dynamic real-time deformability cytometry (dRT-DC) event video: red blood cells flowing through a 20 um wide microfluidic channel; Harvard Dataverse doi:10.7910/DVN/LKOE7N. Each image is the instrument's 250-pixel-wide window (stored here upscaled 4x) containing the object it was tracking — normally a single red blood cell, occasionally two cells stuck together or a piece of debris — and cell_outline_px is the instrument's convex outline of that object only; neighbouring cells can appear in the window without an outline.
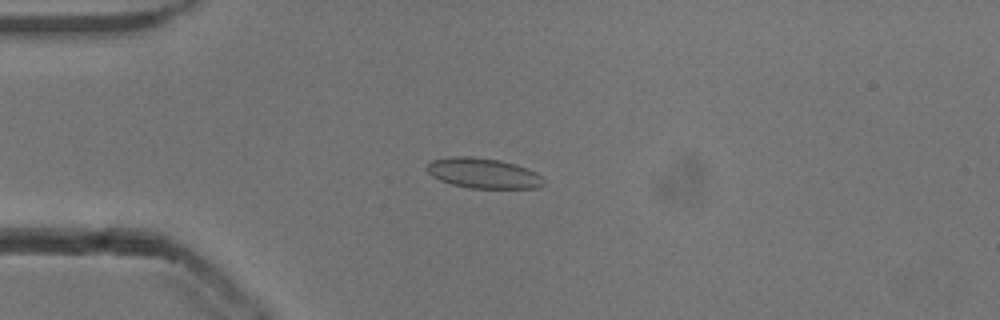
{"species": "common noctule bat (a hibernating species)", "species_latin": "Nyctalus noctula", "temperature_condition": "cold", "stored_images_in_passage": 44, "camera_frame_rate_fps": 3000, "um_per_image_px": 0.085, "animal": {"sex": "male", "body_mass_g": 13.3}, "frame": {"image": 1, "passage_image": 4, "time_ms": 1.0, "image_size_px": [1000, 320], "cell_outline_px": [[544, 184], [540, 188], [468, 188], [452, 184], [440, 180], [432, 176], [424, 168], [432, 160], [452, 156], [472, 156], [500, 160], [516, 164], [536, 172], [544, 180]], "centroid_in_image_um": [41.07, 14.72], "position_along_channel_um": 43.9, "area_um2": 20.69}}
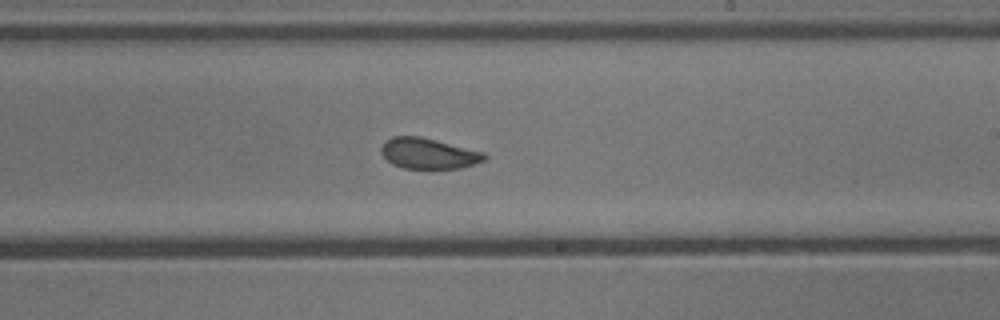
{"frame": {"image": 2, "passage_image": 22, "time_ms": 7.0, "image_size_px": [1000, 320], "cell_outline_px": [[488, 156], [484, 160], [460, 168], [404, 168], [392, 164], [380, 152], [380, 148], [384, 140], [392, 136], [420, 136], [484, 152]], "centroid_in_image_um": [36.38, 13.03], "position_along_channel_um": 252.6, "area_um2": 18.38}}
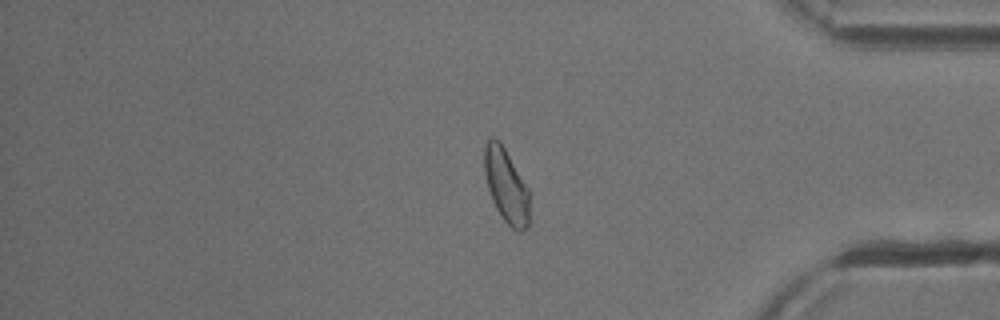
{"frame": {"image": 3, "passage_image": 35, "time_ms": 11.333, "image_size_px": [1000, 320], "cell_outline_px": [[528, 224], [520, 232], [512, 228], [504, 220], [496, 208], [492, 200], [488, 188], [484, 172], [484, 144], [492, 136], [500, 140], [528, 188]], "centroid_in_image_um": [42.99, 15.73], "position_along_channel_um": 392.2, "area_um2": 19.25}, "authors_computed_cell_mechanics": {"area_um2": 19.3341, "velocity_mm_per_s": 3.8085, "shape_relaxation_time_tau1_ms": 6.2692, "shape_relaxation_time_tau2_ms": 0.9618, "deformation_change_tau1": 0.1233, "deformation_change_tau2": 0.062}}